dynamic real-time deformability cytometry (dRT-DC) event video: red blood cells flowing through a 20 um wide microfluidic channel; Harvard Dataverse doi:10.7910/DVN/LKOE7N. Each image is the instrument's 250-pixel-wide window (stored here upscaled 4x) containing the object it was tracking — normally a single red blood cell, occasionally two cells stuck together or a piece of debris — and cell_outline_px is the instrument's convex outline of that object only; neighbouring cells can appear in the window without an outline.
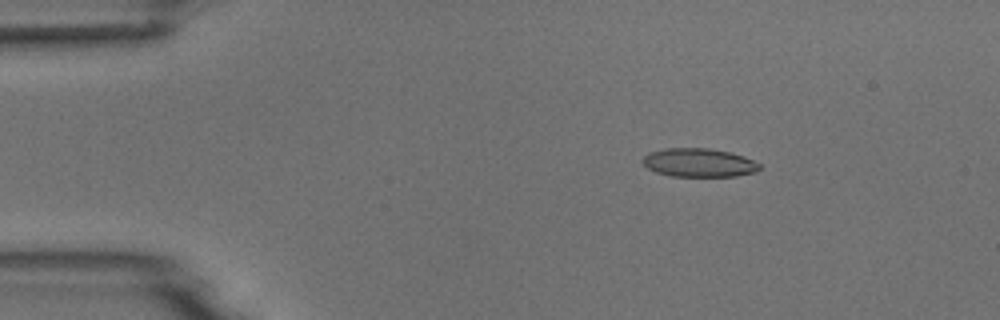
{"species": "common noctule bat (a hibernating species)", "species_latin": "Nyctalus noctula", "temperature_condition": "room temperature", "stored_images_in_passage": 5, "camera_frame_rate_fps": 3000, "um_per_image_px": 0.085, "animal": {"sex": "male", "body_mass_g": 18.8}, "frame": {"image": 1, "passage_image": 3, "time_ms": 2.333, "image_size_px": [1000, 320], "cell_outline_px": [[760, 168], [756, 172], [736, 176], [672, 176], [656, 172], [648, 168], [640, 160], [648, 152], [664, 148], [708, 148], [728, 152], [744, 156], [760, 164]], "centroid_in_image_um": [59.38, 13.82], "position_along_channel_um": 25.6, "area_um2": 19.48}}